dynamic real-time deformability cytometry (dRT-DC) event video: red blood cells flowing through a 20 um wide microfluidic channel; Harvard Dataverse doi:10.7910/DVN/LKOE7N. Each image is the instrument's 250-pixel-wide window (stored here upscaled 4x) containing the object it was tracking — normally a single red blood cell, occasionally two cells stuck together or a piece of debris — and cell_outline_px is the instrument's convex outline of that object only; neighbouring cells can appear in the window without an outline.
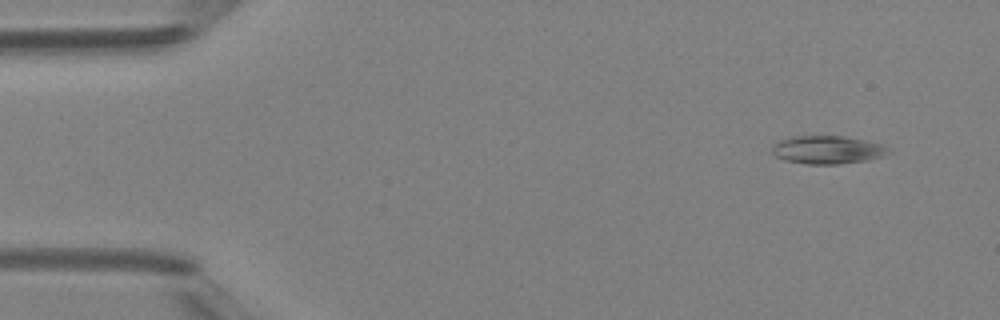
{"species": "Egyptian fruit bat (a non-hibernating species)", "species_latin": "Rousettus aegyptiacus", "temperature_condition": "room temperature", "stored_images_in_passage": 5, "camera_frame_rate_fps": 3000, "um_per_image_px": 0.085, "animal": {"sex": "female"}, "frame": {"image": 1, "passage_image": 5, "time_ms": 5.333, "image_size_px": [1000, 320], "cell_outline_px": [[892, 152], [868, 160], [840, 164], [804, 164], [784, 160], [776, 156], [772, 152], [772, 148], [780, 140], [792, 136], [844, 136], [884, 144], [892, 148]], "centroid_in_image_um": [70.38, 12.73], "position_along_channel_um": 14.6, "area_um2": 19.19}}